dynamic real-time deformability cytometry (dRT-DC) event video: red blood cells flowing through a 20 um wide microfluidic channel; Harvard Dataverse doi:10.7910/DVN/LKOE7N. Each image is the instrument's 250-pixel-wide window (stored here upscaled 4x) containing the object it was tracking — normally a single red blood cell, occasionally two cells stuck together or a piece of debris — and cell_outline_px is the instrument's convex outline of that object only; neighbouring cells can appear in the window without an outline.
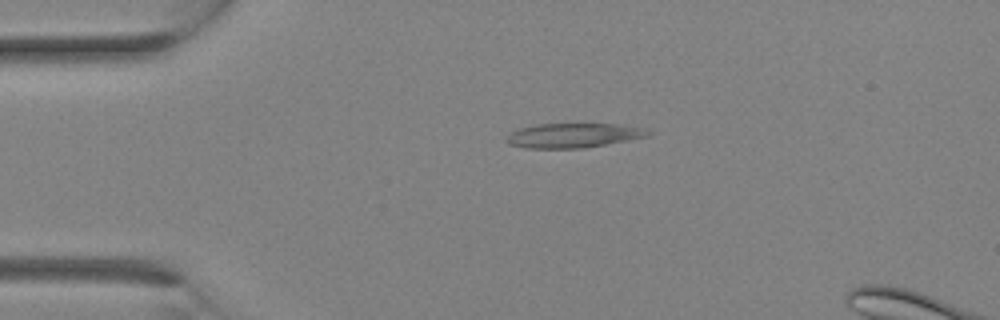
{"species": "Egyptian fruit bat (a non-hibernating species)", "species_latin": "Rousettus aegyptiacus", "temperature_condition": "room temperature", "stored_images_in_passage": 9, "camera_frame_rate_fps": 3000, "um_per_image_px": 0.085, "animal": {"sex": "female"}, "frame": {"image": 1, "passage_image": 6, "time_ms": 1.667, "image_size_px": [1000, 320], "cell_outline_px": [[652, 132], [648, 136], [628, 140], [584, 148], [524, 148], [508, 144], [504, 140], [512, 132], [520, 128], [536, 124], [616, 124], [636, 128]], "centroid_in_image_um": [48.65, 11.52], "position_along_channel_um": 36.4, "area_um2": 19.88}}